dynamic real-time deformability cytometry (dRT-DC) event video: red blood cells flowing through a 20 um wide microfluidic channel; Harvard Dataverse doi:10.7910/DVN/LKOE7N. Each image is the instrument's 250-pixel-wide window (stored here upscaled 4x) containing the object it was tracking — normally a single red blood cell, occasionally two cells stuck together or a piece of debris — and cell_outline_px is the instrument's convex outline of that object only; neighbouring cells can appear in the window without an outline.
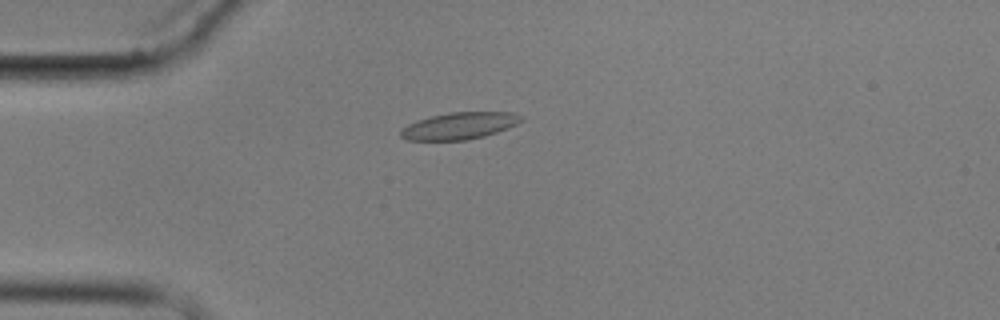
{"species": "common noctule bat (a hibernating species)", "species_latin": "Nyctalus noctula", "temperature_condition": "cold", "stored_images_in_passage": 13, "camera_frame_rate_fps": 3000, "um_per_image_px": 0.085, "animal": {"sex": "male", "body_mass_g": 17.9}, "frame": {"image": 1, "passage_image": 4, "time_ms": 4.333, "image_size_px": [1000, 320], "cell_outline_px": [[524, 120], [508, 128], [484, 136], [464, 140], [408, 140], [400, 136], [400, 128], [416, 120], [448, 112], [512, 112], [524, 116]], "centroid_in_image_um": [39.05, 10.68], "position_along_channel_um": 46.0, "area_um2": 18.96}}
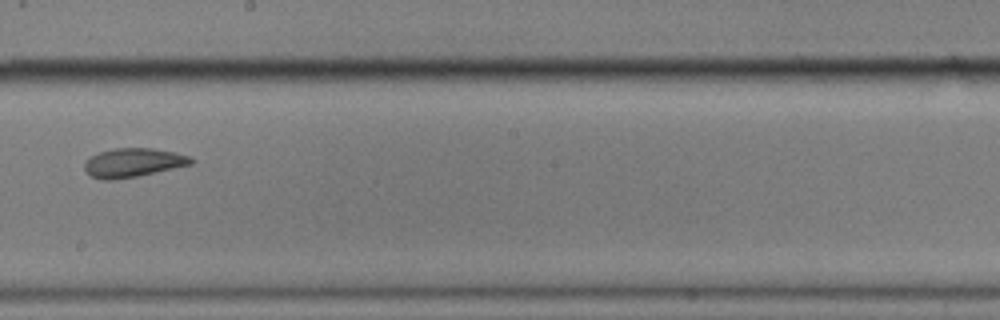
{"frame": {"image": 2, "passage_image": 9, "time_ms": 10.333, "image_size_px": [1000, 320], "cell_outline_px": [[196, 160], [192, 164], [136, 176], [112, 180], [104, 180], [92, 176], [84, 168], [84, 164], [92, 156], [100, 152], [116, 148], [152, 148], [176, 152], [192, 156]], "centroid_in_image_um": [11.38, 13.81], "position_along_channel_um": 236.8, "area_um2": 17.74}}
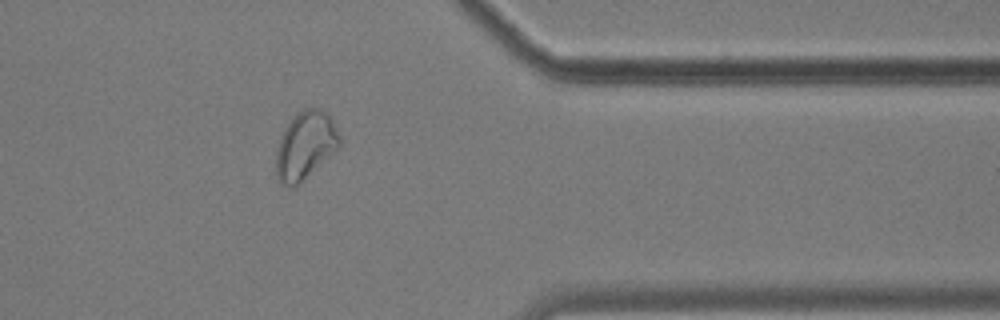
{"frame": {"image": 3, "passage_image": 13, "time_ms": 15.0, "image_size_px": [1000, 320], "cell_outline_px": [[340, 144], [296, 188], [288, 188], [276, 176], [276, 152], [280, 136], [284, 128], [296, 112], [304, 108], [320, 108], [332, 120], [340, 136]], "centroid_in_image_um": [25.91, 12.37], "position_along_channel_um": 385.5, "area_um2": 24.91}, "authors_computed_cell_mechanics": {"area_um2": 18.9006, "velocity_mm_per_s": 3.4821, "shape_relaxation_time_tau1_ms": null, "shape_relaxation_time_tau2_ms": 3.4124, "deformation_change_tau1": null, "deformation_change_tau2": 0.0832}}